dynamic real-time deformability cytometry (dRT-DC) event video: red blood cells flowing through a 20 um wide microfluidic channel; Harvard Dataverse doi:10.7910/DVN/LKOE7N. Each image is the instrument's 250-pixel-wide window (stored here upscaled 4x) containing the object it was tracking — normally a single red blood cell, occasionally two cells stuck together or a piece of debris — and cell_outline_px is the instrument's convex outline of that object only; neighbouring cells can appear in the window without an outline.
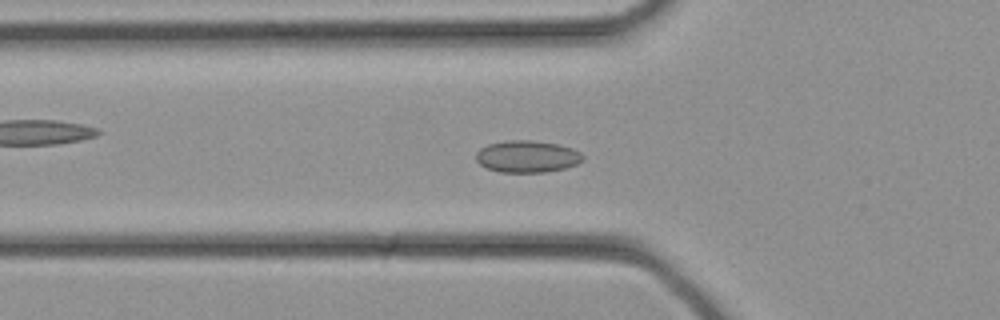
{"species": "common noctule bat (a hibernating species)", "species_latin": "Nyctalus noctula", "temperature_condition": "cold", "stored_images_in_passage": 33, "camera_frame_rate_fps": 3000, "um_per_image_px": 0.085, "animal": {"sex": "female", "body_mass_g": 21.9}, "frame": {"image": 1, "passage_image": 10, "time_ms": 3.0, "image_size_px": [1000, 320], "cell_outline_px": [[584, 160], [576, 164], [564, 168], [544, 172], [500, 172], [488, 168], [480, 164], [476, 160], [476, 152], [480, 148], [488, 144], [508, 140], [532, 140], [556, 144], [572, 148], [580, 152], [584, 156]], "centroid_in_image_um": [44.8, 13.3], "position_along_channel_um": 81.0, "area_um2": 19.83}}
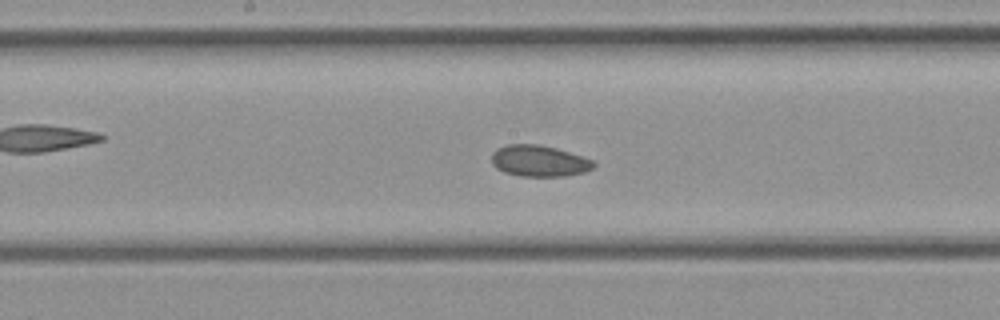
{"frame": {"image": 2, "passage_image": 16, "time_ms": 5.0, "image_size_px": [1000, 320], "cell_outline_px": [[596, 164], [592, 168], [584, 172], [564, 176], [520, 176], [504, 172], [496, 168], [492, 164], [492, 152], [496, 148], [508, 144], [536, 144], [556, 148], [592, 160]], "centroid_in_image_um": [45.78, 13.68], "position_along_channel_um": 202.4, "area_um2": 18.5}}
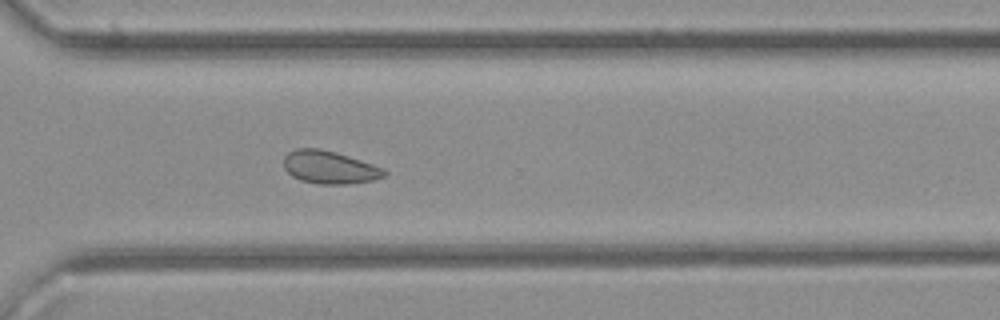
{"frame": {"image": 3, "passage_image": 23, "time_ms": 7.333, "image_size_px": [1000, 320], "cell_outline_px": [[388, 172], [384, 176], [372, 180], [348, 184], [320, 184], [300, 180], [292, 176], [284, 168], [284, 156], [288, 152], [296, 148], [320, 148], [336, 152], [384, 168]], "centroid_in_image_um": [27.99, 14.21], "position_along_channel_um": 342.6, "area_um2": 19.25}}